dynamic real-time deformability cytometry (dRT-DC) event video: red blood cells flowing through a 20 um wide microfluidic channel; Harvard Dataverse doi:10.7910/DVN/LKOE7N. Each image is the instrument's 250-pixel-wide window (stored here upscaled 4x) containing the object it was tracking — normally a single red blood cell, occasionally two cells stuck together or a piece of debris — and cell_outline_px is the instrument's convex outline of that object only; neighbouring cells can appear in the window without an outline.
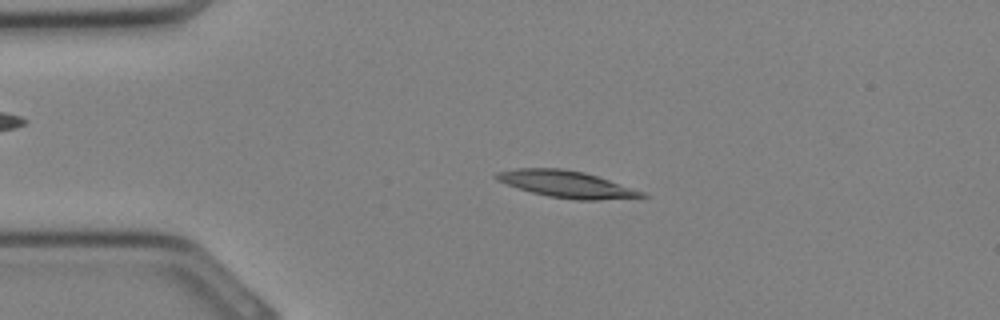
{"species": "Egyptian fruit bat (a non-hibernating species)", "species_latin": "Rousettus aegyptiacus", "temperature_condition": "cold", "stored_images_in_passage": 26, "camera_frame_rate_fps": 3000, "um_per_image_px": 0.085, "animal": {"sex": "female"}, "frame": {"image": 1, "passage_image": 1, "time_ms": 0.0, "image_size_px": [1000, 320], "cell_outline_px": [[648, 196], [596, 200], [576, 200], [548, 196], [532, 192], [496, 180], [492, 176], [496, 172], [516, 168], [560, 168], [584, 172], [644, 192]], "centroid_in_image_um": [48.09, 15.64], "position_along_channel_um": 36.9, "area_um2": 22.31}}
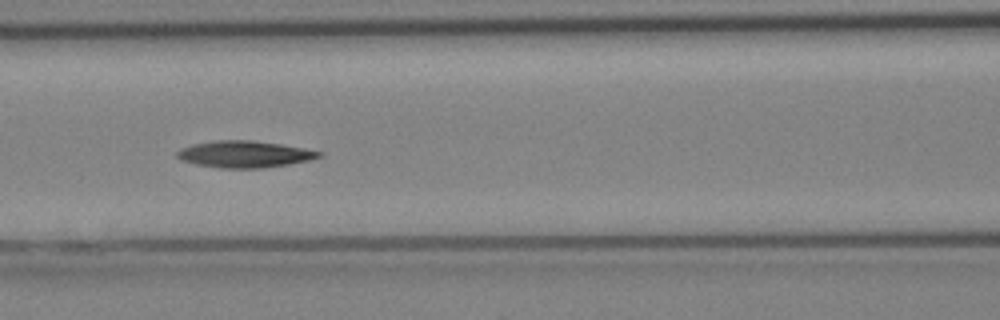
{"frame": {"image": 2, "passage_image": 8, "time_ms": 2.333, "image_size_px": [1000, 320], "cell_outline_px": [[324, 156], [308, 160], [288, 164], [264, 168], [220, 168], [196, 164], [184, 160], [176, 156], [176, 152], [180, 148], [192, 144], [216, 140], [252, 140], [280, 144], [324, 152]], "centroid_in_image_um": [20.79, 13.1], "position_along_channel_um": 145.8, "area_um2": 22.02}}
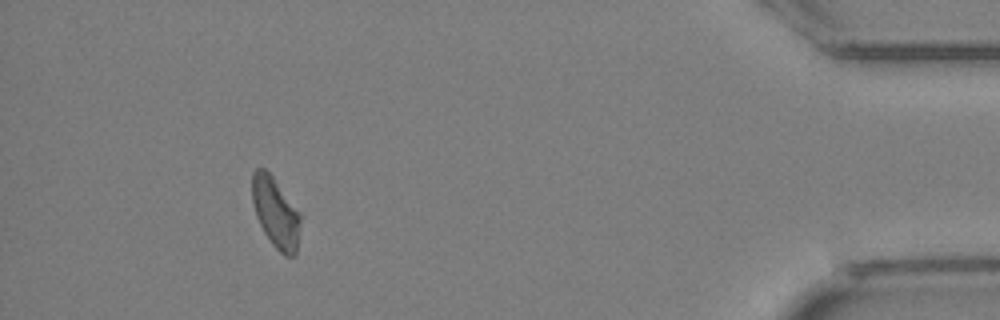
{"frame": {"image": 3, "passage_image": 24, "time_ms": 7.667, "image_size_px": [1000, 320], "cell_outline_px": [[300, 224], [296, 256], [284, 256], [272, 244], [264, 232], [256, 216], [252, 200], [252, 172], [256, 168], [264, 168], [272, 176], [300, 216]], "centroid_in_image_um": [23.4, 18.1], "position_along_channel_um": 411.8, "area_um2": 19.31}}